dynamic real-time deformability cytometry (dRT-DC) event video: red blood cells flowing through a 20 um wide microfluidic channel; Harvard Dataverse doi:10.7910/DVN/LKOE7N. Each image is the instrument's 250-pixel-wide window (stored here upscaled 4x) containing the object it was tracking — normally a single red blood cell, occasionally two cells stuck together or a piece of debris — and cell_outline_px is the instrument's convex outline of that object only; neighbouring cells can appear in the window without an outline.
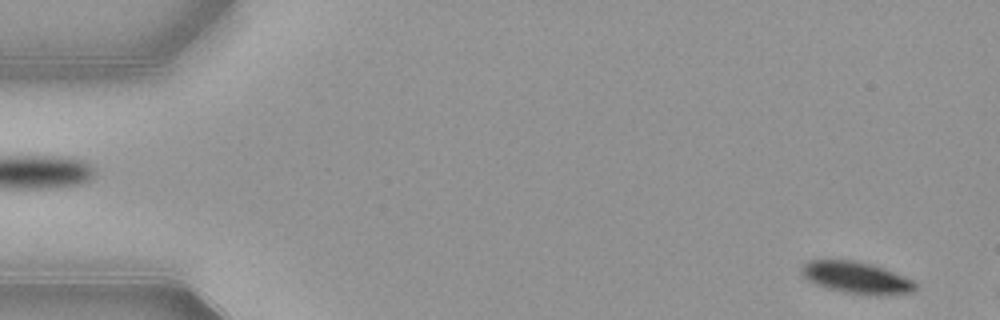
{"species": "common noctule bat (a hibernating species)", "species_latin": "Nyctalus noctula", "temperature_condition": "warm", "stored_images_in_passage": 8, "camera_frame_rate_fps": 3000, "um_per_image_px": 0.085, "animal": {"sex": "female", "body_mass_g": 21.9}, "frame": {"image": 1, "passage_image": 2, "time_ms": 0.333, "image_size_px": [1000, 320], "cell_outline_px": [[916, 288], [912, 292], [888, 296], [876, 296], [844, 292], [828, 288], [816, 284], [808, 280], [800, 272], [800, 268], [808, 260], [852, 260], [872, 264], [884, 268], [912, 280], [916, 284]], "centroid_in_image_um": [72.8, 23.61], "position_along_channel_um": 12.2, "area_um2": 21.15}}